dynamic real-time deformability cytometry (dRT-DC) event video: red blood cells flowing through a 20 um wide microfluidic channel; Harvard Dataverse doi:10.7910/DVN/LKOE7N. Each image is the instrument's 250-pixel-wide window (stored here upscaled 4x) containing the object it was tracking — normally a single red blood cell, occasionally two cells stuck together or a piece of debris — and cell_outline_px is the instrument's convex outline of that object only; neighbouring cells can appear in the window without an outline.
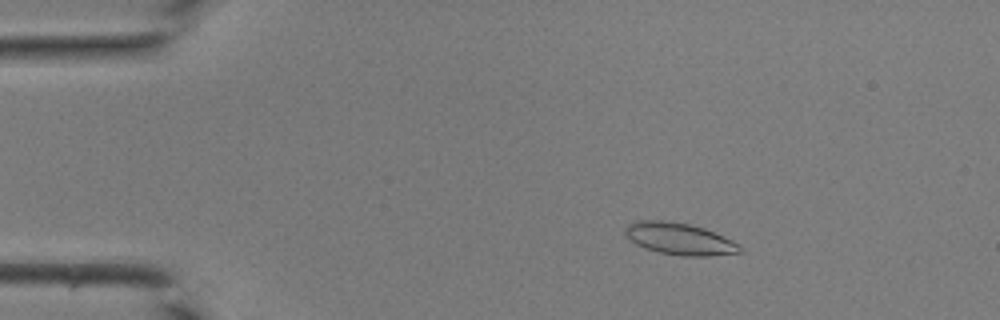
{"species": "common noctule bat (a hibernating species)", "species_latin": "Nyctalus noctula", "temperature_condition": "room temperature", "stored_images_in_passage": 36, "camera_frame_rate_fps": 3000, "um_per_image_px": 0.085, "animal": {"sex": "male", "body_mass_g": 19.0, "forearm_length_mm": 50.8}, "frame": {"image": 1, "passage_image": 1, "time_ms": 0.0, "image_size_px": [1000, 320], "cell_outline_px": [[744, 252], [708, 256], [680, 256], [660, 252], [644, 248], [636, 244], [624, 236], [624, 228], [628, 224], [636, 220], [664, 220], [692, 224], [704, 228], [732, 240], [740, 244]], "centroid_in_image_um": [57.74, 20.29], "position_along_channel_um": 27.3, "area_um2": 21.62}}
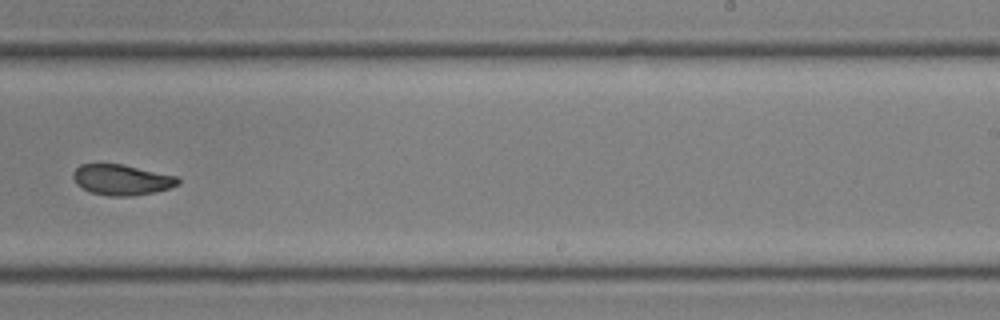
{"frame": {"image": 2, "passage_image": 21, "time_ms": 6.667, "image_size_px": [1000, 320], "cell_outline_px": [[180, 184], [168, 188], [152, 192], [132, 196], [108, 196], [92, 192], [76, 184], [72, 176], [72, 172], [80, 164], [120, 164], [176, 176], [180, 180]], "centroid_in_image_um": [10.31, 15.28], "position_along_channel_um": 278.7, "area_um2": 18.44}}
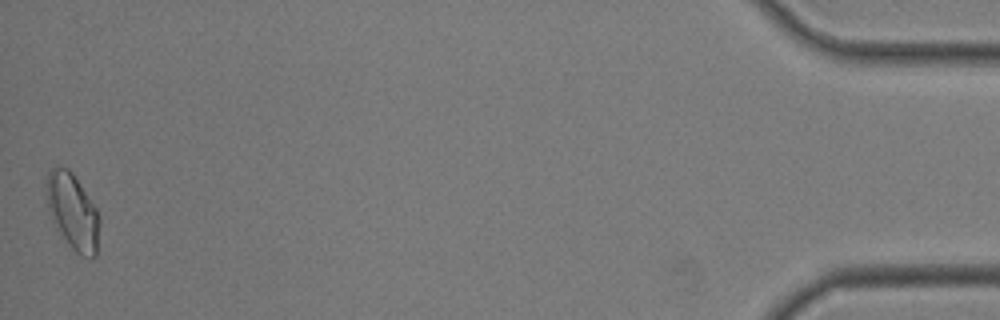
{"frame": {"image": 3, "passage_image": 36, "time_ms": 11.667, "image_size_px": [1000, 320], "cell_outline_px": [[100, 224], [96, 256], [92, 260], [80, 256], [68, 244], [52, 220], [48, 208], [48, 172], [52, 168], [68, 168], [72, 172], [96, 208], [100, 216]], "centroid_in_image_um": [6.24, 18.06], "position_along_channel_um": 429.0, "area_um2": 23.12}}